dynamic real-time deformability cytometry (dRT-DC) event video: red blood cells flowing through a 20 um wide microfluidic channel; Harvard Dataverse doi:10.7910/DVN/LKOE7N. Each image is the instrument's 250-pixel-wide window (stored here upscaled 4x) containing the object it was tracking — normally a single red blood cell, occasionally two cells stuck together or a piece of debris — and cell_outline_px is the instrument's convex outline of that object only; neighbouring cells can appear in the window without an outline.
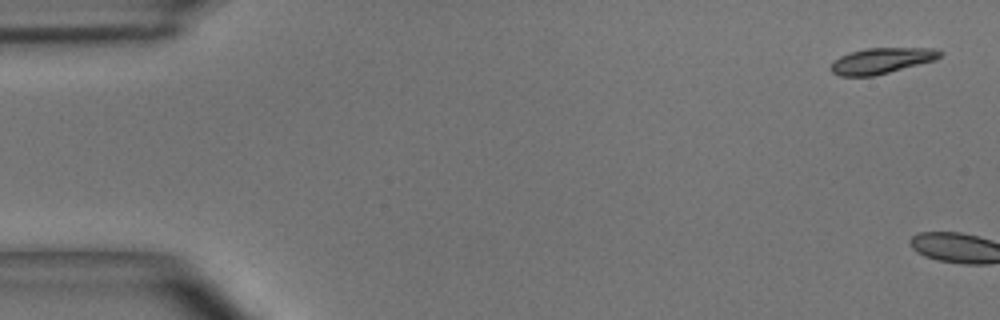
{"species": "common noctule bat (a hibernating species)", "species_latin": "Nyctalus noctula", "temperature_condition": "room temperature", "stored_images_in_passage": 6, "camera_frame_rate_fps": 3000, "um_per_image_px": 0.085, "animal": {"sex": "male", "body_mass_g": 15.6}, "frame": {"image": 1, "passage_image": 1, "time_ms": 0.0, "image_size_px": [1000, 320], "cell_outline_px": [[944, 52], [936, 60], [872, 76], [840, 76], [832, 72], [828, 68], [840, 56], [852, 52], [868, 48], [936, 48]], "centroid_in_image_um": [74.96, 5.16], "position_along_channel_um": 10.0, "area_um2": 16.24}}
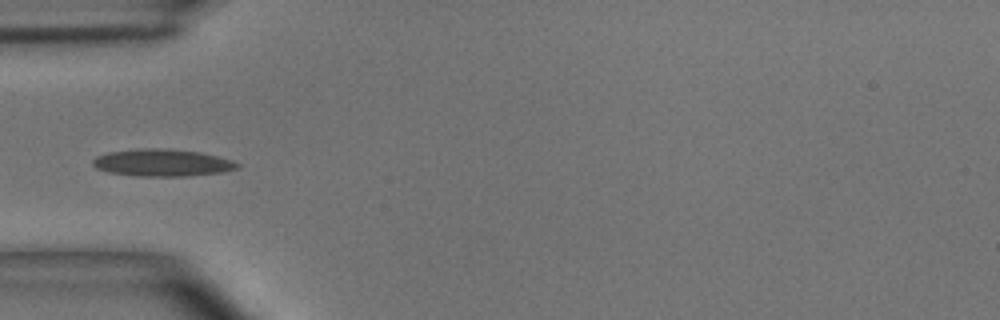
{"frame": {"image": 2, "passage_image": 6, "time_ms": 1.667, "image_size_px": [1000, 320], "cell_outline_px": [[240, 168], [220, 172], [188, 176], [136, 176], [108, 172], [96, 168], [92, 164], [92, 160], [96, 156], [108, 152], [144, 148], [164, 148], [200, 152], [232, 160], [240, 164]], "centroid_in_image_um": [13.78, 13.83], "position_along_channel_um": 71.2, "area_um2": 22.89}}